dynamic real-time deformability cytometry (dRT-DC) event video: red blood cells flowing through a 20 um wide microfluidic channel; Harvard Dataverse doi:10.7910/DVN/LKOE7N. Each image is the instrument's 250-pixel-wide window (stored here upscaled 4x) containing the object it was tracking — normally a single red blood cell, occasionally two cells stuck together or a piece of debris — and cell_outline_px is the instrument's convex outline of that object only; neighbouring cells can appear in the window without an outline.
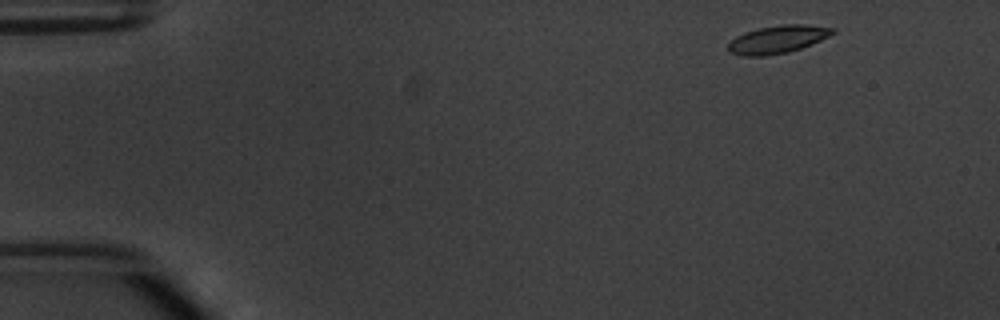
{"species": "common noctule bat (a hibernating species)", "species_latin": "Nyctalus noctula", "temperature_condition": "warm", "stored_images_in_passage": 3, "camera_frame_rate_fps": 3000, "um_per_image_px": 0.085, "animal": {"sex": "male", "body_mass_g": 20.1, "forearm_length_mm": 53.5}, "frame": {"image": 1, "passage_image": 1, "time_ms": 0.0, "image_size_px": [1000, 320], "cell_outline_px": [[836, 32], [812, 44], [788, 52], [764, 56], [744, 56], [728, 52], [728, 44], [736, 36], [744, 32], [756, 28], [780, 24], [808, 24], [836, 28]], "centroid_in_image_um": [66.1, 3.33], "position_along_channel_um": 18.9, "area_um2": 17.11}}
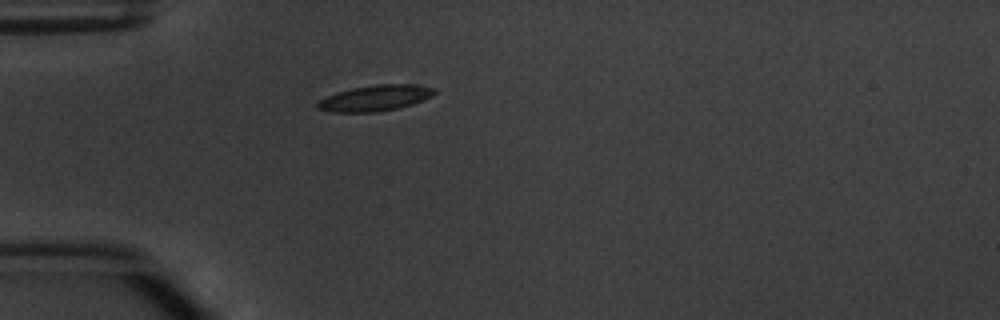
{"frame": {"image": 2, "passage_image": 3, "time_ms": 3.333, "image_size_px": [1000, 320], "cell_outline_px": [[436, 92], [432, 96], [412, 104], [396, 108], [376, 112], [332, 112], [316, 108], [316, 104], [320, 100], [336, 92], [352, 88], [376, 84], [416, 84], [436, 88]], "centroid_in_image_um": [31.9, 8.32], "position_along_channel_um": 53.1, "area_um2": 17.57}}